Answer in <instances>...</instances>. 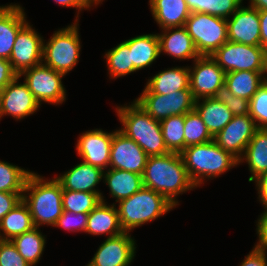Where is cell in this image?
<instances>
[{
    "label": "cell",
    "mask_w": 267,
    "mask_h": 266,
    "mask_svg": "<svg viewBox=\"0 0 267 266\" xmlns=\"http://www.w3.org/2000/svg\"><path fill=\"white\" fill-rule=\"evenodd\" d=\"M142 180L143 187L165 196L176 208L179 195L197 188L190 180L179 153L148 156Z\"/></svg>",
    "instance_id": "1"
},
{
    "label": "cell",
    "mask_w": 267,
    "mask_h": 266,
    "mask_svg": "<svg viewBox=\"0 0 267 266\" xmlns=\"http://www.w3.org/2000/svg\"><path fill=\"white\" fill-rule=\"evenodd\" d=\"M63 189L53 177L46 179L34 171L28 176L22 200L27 204L35 227L54 226L62 215Z\"/></svg>",
    "instance_id": "2"
},
{
    "label": "cell",
    "mask_w": 267,
    "mask_h": 266,
    "mask_svg": "<svg viewBox=\"0 0 267 266\" xmlns=\"http://www.w3.org/2000/svg\"><path fill=\"white\" fill-rule=\"evenodd\" d=\"M115 111L122 127L118 130L133 139L148 156L169 153L164 143L160 121L155 120L134 100L129 105L116 106Z\"/></svg>",
    "instance_id": "3"
},
{
    "label": "cell",
    "mask_w": 267,
    "mask_h": 266,
    "mask_svg": "<svg viewBox=\"0 0 267 266\" xmlns=\"http://www.w3.org/2000/svg\"><path fill=\"white\" fill-rule=\"evenodd\" d=\"M180 155L189 178L196 187L204 184L206 179L220 177L239 165V160L214 140L186 147Z\"/></svg>",
    "instance_id": "4"
},
{
    "label": "cell",
    "mask_w": 267,
    "mask_h": 266,
    "mask_svg": "<svg viewBox=\"0 0 267 266\" xmlns=\"http://www.w3.org/2000/svg\"><path fill=\"white\" fill-rule=\"evenodd\" d=\"M117 205L120 225L128 233L155 221L176 207L165 196L146 187L119 201Z\"/></svg>",
    "instance_id": "5"
},
{
    "label": "cell",
    "mask_w": 267,
    "mask_h": 266,
    "mask_svg": "<svg viewBox=\"0 0 267 266\" xmlns=\"http://www.w3.org/2000/svg\"><path fill=\"white\" fill-rule=\"evenodd\" d=\"M79 28V22H73L54 31L48 41L43 40L42 63L65 75L72 71L82 48Z\"/></svg>",
    "instance_id": "6"
},
{
    "label": "cell",
    "mask_w": 267,
    "mask_h": 266,
    "mask_svg": "<svg viewBox=\"0 0 267 266\" xmlns=\"http://www.w3.org/2000/svg\"><path fill=\"white\" fill-rule=\"evenodd\" d=\"M184 27L200 56H211L228 41L227 20L222 17L191 12Z\"/></svg>",
    "instance_id": "7"
},
{
    "label": "cell",
    "mask_w": 267,
    "mask_h": 266,
    "mask_svg": "<svg viewBox=\"0 0 267 266\" xmlns=\"http://www.w3.org/2000/svg\"><path fill=\"white\" fill-rule=\"evenodd\" d=\"M18 76L24 77V83L40 105L42 103L60 105L66 101L67 90L62 81L65 74L41 63L24 70Z\"/></svg>",
    "instance_id": "8"
},
{
    "label": "cell",
    "mask_w": 267,
    "mask_h": 266,
    "mask_svg": "<svg viewBox=\"0 0 267 266\" xmlns=\"http://www.w3.org/2000/svg\"><path fill=\"white\" fill-rule=\"evenodd\" d=\"M266 49L227 41L212 55V59L226 72H265Z\"/></svg>",
    "instance_id": "9"
},
{
    "label": "cell",
    "mask_w": 267,
    "mask_h": 266,
    "mask_svg": "<svg viewBox=\"0 0 267 266\" xmlns=\"http://www.w3.org/2000/svg\"><path fill=\"white\" fill-rule=\"evenodd\" d=\"M134 101L159 121L172 115H185L194 109L195 103L191 90H179L169 95L140 93Z\"/></svg>",
    "instance_id": "10"
},
{
    "label": "cell",
    "mask_w": 267,
    "mask_h": 266,
    "mask_svg": "<svg viewBox=\"0 0 267 266\" xmlns=\"http://www.w3.org/2000/svg\"><path fill=\"white\" fill-rule=\"evenodd\" d=\"M190 70V83L193 98H211L225 84L226 72L211 56H200L193 61Z\"/></svg>",
    "instance_id": "11"
},
{
    "label": "cell",
    "mask_w": 267,
    "mask_h": 266,
    "mask_svg": "<svg viewBox=\"0 0 267 266\" xmlns=\"http://www.w3.org/2000/svg\"><path fill=\"white\" fill-rule=\"evenodd\" d=\"M44 37L28 21L18 32L9 62L19 75L26 69L42 63Z\"/></svg>",
    "instance_id": "12"
},
{
    "label": "cell",
    "mask_w": 267,
    "mask_h": 266,
    "mask_svg": "<svg viewBox=\"0 0 267 266\" xmlns=\"http://www.w3.org/2000/svg\"><path fill=\"white\" fill-rule=\"evenodd\" d=\"M123 232L106 238L85 266H130L136 256V240Z\"/></svg>",
    "instance_id": "13"
},
{
    "label": "cell",
    "mask_w": 267,
    "mask_h": 266,
    "mask_svg": "<svg viewBox=\"0 0 267 266\" xmlns=\"http://www.w3.org/2000/svg\"><path fill=\"white\" fill-rule=\"evenodd\" d=\"M20 79L17 76L0 93V121L7 115L21 121L41 108L27 85L19 82Z\"/></svg>",
    "instance_id": "14"
},
{
    "label": "cell",
    "mask_w": 267,
    "mask_h": 266,
    "mask_svg": "<svg viewBox=\"0 0 267 266\" xmlns=\"http://www.w3.org/2000/svg\"><path fill=\"white\" fill-rule=\"evenodd\" d=\"M114 132L103 129H92L79 135L77 139V155L81 161L92 166L101 168L103 171L109 168L110 150Z\"/></svg>",
    "instance_id": "15"
},
{
    "label": "cell",
    "mask_w": 267,
    "mask_h": 266,
    "mask_svg": "<svg viewBox=\"0 0 267 266\" xmlns=\"http://www.w3.org/2000/svg\"><path fill=\"white\" fill-rule=\"evenodd\" d=\"M258 129L249 114L233 116V119L213 137V140L239 160Z\"/></svg>",
    "instance_id": "16"
},
{
    "label": "cell",
    "mask_w": 267,
    "mask_h": 266,
    "mask_svg": "<svg viewBox=\"0 0 267 266\" xmlns=\"http://www.w3.org/2000/svg\"><path fill=\"white\" fill-rule=\"evenodd\" d=\"M148 155L131 138L114 129L109 168L126 170L142 175Z\"/></svg>",
    "instance_id": "17"
},
{
    "label": "cell",
    "mask_w": 267,
    "mask_h": 266,
    "mask_svg": "<svg viewBox=\"0 0 267 266\" xmlns=\"http://www.w3.org/2000/svg\"><path fill=\"white\" fill-rule=\"evenodd\" d=\"M227 20L228 41L260 46V19L258 10L240 6Z\"/></svg>",
    "instance_id": "18"
},
{
    "label": "cell",
    "mask_w": 267,
    "mask_h": 266,
    "mask_svg": "<svg viewBox=\"0 0 267 266\" xmlns=\"http://www.w3.org/2000/svg\"><path fill=\"white\" fill-rule=\"evenodd\" d=\"M103 172L101 168L82 161L64 174L54 177L60 182L63 190L97 193L101 196V201L105 202L101 190L97 187L103 180Z\"/></svg>",
    "instance_id": "19"
},
{
    "label": "cell",
    "mask_w": 267,
    "mask_h": 266,
    "mask_svg": "<svg viewBox=\"0 0 267 266\" xmlns=\"http://www.w3.org/2000/svg\"><path fill=\"white\" fill-rule=\"evenodd\" d=\"M28 22L24 8L17 3L0 6V57L9 60L19 30Z\"/></svg>",
    "instance_id": "20"
},
{
    "label": "cell",
    "mask_w": 267,
    "mask_h": 266,
    "mask_svg": "<svg viewBox=\"0 0 267 266\" xmlns=\"http://www.w3.org/2000/svg\"><path fill=\"white\" fill-rule=\"evenodd\" d=\"M160 55L167 54L176 60L194 61L200 57L192 38L186 28L174 27L161 30L158 34Z\"/></svg>",
    "instance_id": "21"
},
{
    "label": "cell",
    "mask_w": 267,
    "mask_h": 266,
    "mask_svg": "<svg viewBox=\"0 0 267 266\" xmlns=\"http://www.w3.org/2000/svg\"><path fill=\"white\" fill-rule=\"evenodd\" d=\"M142 93L169 95L179 90H190V70L187 66L165 68L147 79Z\"/></svg>",
    "instance_id": "22"
},
{
    "label": "cell",
    "mask_w": 267,
    "mask_h": 266,
    "mask_svg": "<svg viewBox=\"0 0 267 266\" xmlns=\"http://www.w3.org/2000/svg\"><path fill=\"white\" fill-rule=\"evenodd\" d=\"M116 203L101 201L89 214L85 234L106 235L107 238L122 234Z\"/></svg>",
    "instance_id": "23"
},
{
    "label": "cell",
    "mask_w": 267,
    "mask_h": 266,
    "mask_svg": "<svg viewBox=\"0 0 267 266\" xmlns=\"http://www.w3.org/2000/svg\"><path fill=\"white\" fill-rule=\"evenodd\" d=\"M149 7L160 30L185 26L191 14L185 0H149Z\"/></svg>",
    "instance_id": "24"
},
{
    "label": "cell",
    "mask_w": 267,
    "mask_h": 266,
    "mask_svg": "<svg viewBox=\"0 0 267 266\" xmlns=\"http://www.w3.org/2000/svg\"><path fill=\"white\" fill-rule=\"evenodd\" d=\"M109 195L118 203L127 199L143 187L142 175L121 169L108 168L103 172V181Z\"/></svg>",
    "instance_id": "25"
},
{
    "label": "cell",
    "mask_w": 267,
    "mask_h": 266,
    "mask_svg": "<svg viewBox=\"0 0 267 266\" xmlns=\"http://www.w3.org/2000/svg\"><path fill=\"white\" fill-rule=\"evenodd\" d=\"M194 109L200 115L213 137L219 133L234 116L224 103L212 97L196 100Z\"/></svg>",
    "instance_id": "26"
},
{
    "label": "cell",
    "mask_w": 267,
    "mask_h": 266,
    "mask_svg": "<svg viewBox=\"0 0 267 266\" xmlns=\"http://www.w3.org/2000/svg\"><path fill=\"white\" fill-rule=\"evenodd\" d=\"M243 162L248 164L251 173L248 182H252L259 175L267 173V129L256 131L239 159V165Z\"/></svg>",
    "instance_id": "27"
},
{
    "label": "cell",
    "mask_w": 267,
    "mask_h": 266,
    "mask_svg": "<svg viewBox=\"0 0 267 266\" xmlns=\"http://www.w3.org/2000/svg\"><path fill=\"white\" fill-rule=\"evenodd\" d=\"M131 52V62L139 71L149 67L161 56L157 33L143 34L126 39Z\"/></svg>",
    "instance_id": "28"
},
{
    "label": "cell",
    "mask_w": 267,
    "mask_h": 266,
    "mask_svg": "<svg viewBox=\"0 0 267 266\" xmlns=\"http://www.w3.org/2000/svg\"><path fill=\"white\" fill-rule=\"evenodd\" d=\"M34 223L27 204L21 200L0 222V240H12L14 237L30 231Z\"/></svg>",
    "instance_id": "29"
},
{
    "label": "cell",
    "mask_w": 267,
    "mask_h": 266,
    "mask_svg": "<svg viewBox=\"0 0 267 266\" xmlns=\"http://www.w3.org/2000/svg\"><path fill=\"white\" fill-rule=\"evenodd\" d=\"M265 72L234 71L226 73L225 85L234 96L250 100L265 82Z\"/></svg>",
    "instance_id": "30"
},
{
    "label": "cell",
    "mask_w": 267,
    "mask_h": 266,
    "mask_svg": "<svg viewBox=\"0 0 267 266\" xmlns=\"http://www.w3.org/2000/svg\"><path fill=\"white\" fill-rule=\"evenodd\" d=\"M46 238L40 228L34 227L32 230L14 237L11 241L30 266H35L40 261L45 250Z\"/></svg>",
    "instance_id": "31"
},
{
    "label": "cell",
    "mask_w": 267,
    "mask_h": 266,
    "mask_svg": "<svg viewBox=\"0 0 267 266\" xmlns=\"http://www.w3.org/2000/svg\"><path fill=\"white\" fill-rule=\"evenodd\" d=\"M103 57L110 79H118L137 71L131 62L129 45L125 41L106 51Z\"/></svg>",
    "instance_id": "32"
},
{
    "label": "cell",
    "mask_w": 267,
    "mask_h": 266,
    "mask_svg": "<svg viewBox=\"0 0 267 266\" xmlns=\"http://www.w3.org/2000/svg\"><path fill=\"white\" fill-rule=\"evenodd\" d=\"M184 120L185 115H172L160 121L164 143L169 152L180 154L185 149Z\"/></svg>",
    "instance_id": "33"
},
{
    "label": "cell",
    "mask_w": 267,
    "mask_h": 266,
    "mask_svg": "<svg viewBox=\"0 0 267 266\" xmlns=\"http://www.w3.org/2000/svg\"><path fill=\"white\" fill-rule=\"evenodd\" d=\"M32 171L0 160V191L23 193L26 180Z\"/></svg>",
    "instance_id": "34"
},
{
    "label": "cell",
    "mask_w": 267,
    "mask_h": 266,
    "mask_svg": "<svg viewBox=\"0 0 267 266\" xmlns=\"http://www.w3.org/2000/svg\"><path fill=\"white\" fill-rule=\"evenodd\" d=\"M100 202L101 196L97 193L63 190L64 211L89 214Z\"/></svg>",
    "instance_id": "35"
},
{
    "label": "cell",
    "mask_w": 267,
    "mask_h": 266,
    "mask_svg": "<svg viewBox=\"0 0 267 266\" xmlns=\"http://www.w3.org/2000/svg\"><path fill=\"white\" fill-rule=\"evenodd\" d=\"M184 132L185 148L213 140V136L195 109L185 114Z\"/></svg>",
    "instance_id": "36"
},
{
    "label": "cell",
    "mask_w": 267,
    "mask_h": 266,
    "mask_svg": "<svg viewBox=\"0 0 267 266\" xmlns=\"http://www.w3.org/2000/svg\"><path fill=\"white\" fill-rule=\"evenodd\" d=\"M249 115L259 129H267V82L249 100Z\"/></svg>",
    "instance_id": "37"
},
{
    "label": "cell",
    "mask_w": 267,
    "mask_h": 266,
    "mask_svg": "<svg viewBox=\"0 0 267 266\" xmlns=\"http://www.w3.org/2000/svg\"><path fill=\"white\" fill-rule=\"evenodd\" d=\"M212 98L224 103L234 116L249 114V101L234 96L225 84L220 87Z\"/></svg>",
    "instance_id": "38"
},
{
    "label": "cell",
    "mask_w": 267,
    "mask_h": 266,
    "mask_svg": "<svg viewBox=\"0 0 267 266\" xmlns=\"http://www.w3.org/2000/svg\"><path fill=\"white\" fill-rule=\"evenodd\" d=\"M88 221L86 213H72L69 211L62 212V215L57 219L54 228H62L68 232H84Z\"/></svg>",
    "instance_id": "39"
},
{
    "label": "cell",
    "mask_w": 267,
    "mask_h": 266,
    "mask_svg": "<svg viewBox=\"0 0 267 266\" xmlns=\"http://www.w3.org/2000/svg\"><path fill=\"white\" fill-rule=\"evenodd\" d=\"M244 0H205V13L230 18L241 6Z\"/></svg>",
    "instance_id": "40"
},
{
    "label": "cell",
    "mask_w": 267,
    "mask_h": 266,
    "mask_svg": "<svg viewBox=\"0 0 267 266\" xmlns=\"http://www.w3.org/2000/svg\"><path fill=\"white\" fill-rule=\"evenodd\" d=\"M0 266H30L11 240H0Z\"/></svg>",
    "instance_id": "41"
},
{
    "label": "cell",
    "mask_w": 267,
    "mask_h": 266,
    "mask_svg": "<svg viewBox=\"0 0 267 266\" xmlns=\"http://www.w3.org/2000/svg\"><path fill=\"white\" fill-rule=\"evenodd\" d=\"M23 193L0 191V222L22 200Z\"/></svg>",
    "instance_id": "42"
},
{
    "label": "cell",
    "mask_w": 267,
    "mask_h": 266,
    "mask_svg": "<svg viewBox=\"0 0 267 266\" xmlns=\"http://www.w3.org/2000/svg\"><path fill=\"white\" fill-rule=\"evenodd\" d=\"M256 223L258 239L255 246L267 254V212L262 211Z\"/></svg>",
    "instance_id": "43"
},
{
    "label": "cell",
    "mask_w": 267,
    "mask_h": 266,
    "mask_svg": "<svg viewBox=\"0 0 267 266\" xmlns=\"http://www.w3.org/2000/svg\"><path fill=\"white\" fill-rule=\"evenodd\" d=\"M56 4L62 7L76 8L75 22H79V14L82 10H89L93 6L97 7V3L94 0H54Z\"/></svg>",
    "instance_id": "44"
},
{
    "label": "cell",
    "mask_w": 267,
    "mask_h": 266,
    "mask_svg": "<svg viewBox=\"0 0 267 266\" xmlns=\"http://www.w3.org/2000/svg\"><path fill=\"white\" fill-rule=\"evenodd\" d=\"M239 266H267V254L254 245Z\"/></svg>",
    "instance_id": "45"
},
{
    "label": "cell",
    "mask_w": 267,
    "mask_h": 266,
    "mask_svg": "<svg viewBox=\"0 0 267 266\" xmlns=\"http://www.w3.org/2000/svg\"><path fill=\"white\" fill-rule=\"evenodd\" d=\"M17 76L9 60L0 57V88H5Z\"/></svg>",
    "instance_id": "46"
},
{
    "label": "cell",
    "mask_w": 267,
    "mask_h": 266,
    "mask_svg": "<svg viewBox=\"0 0 267 266\" xmlns=\"http://www.w3.org/2000/svg\"><path fill=\"white\" fill-rule=\"evenodd\" d=\"M252 182L255 183L259 202L264 207V212H267V173L259 175Z\"/></svg>",
    "instance_id": "47"
},
{
    "label": "cell",
    "mask_w": 267,
    "mask_h": 266,
    "mask_svg": "<svg viewBox=\"0 0 267 266\" xmlns=\"http://www.w3.org/2000/svg\"><path fill=\"white\" fill-rule=\"evenodd\" d=\"M260 19V46L267 50V10L258 11Z\"/></svg>",
    "instance_id": "48"
},
{
    "label": "cell",
    "mask_w": 267,
    "mask_h": 266,
    "mask_svg": "<svg viewBox=\"0 0 267 266\" xmlns=\"http://www.w3.org/2000/svg\"><path fill=\"white\" fill-rule=\"evenodd\" d=\"M191 12L205 13V0H185Z\"/></svg>",
    "instance_id": "49"
},
{
    "label": "cell",
    "mask_w": 267,
    "mask_h": 266,
    "mask_svg": "<svg viewBox=\"0 0 267 266\" xmlns=\"http://www.w3.org/2000/svg\"><path fill=\"white\" fill-rule=\"evenodd\" d=\"M248 6L257 9L258 11L267 10V0H249Z\"/></svg>",
    "instance_id": "50"
},
{
    "label": "cell",
    "mask_w": 267,
    "mask_h": 266,
    "mask_svg": "<svg viewBox=\"0 0 267 266\" xmlns=\"http://www.w3.org/2000/svg\"><path fill=\"white\" fill-rule=\"evenodd\" d=\"M264 80L267 82V51H266V63H265Z\"/></svg>",
    "instance_id": "51"
}]
</instances>
